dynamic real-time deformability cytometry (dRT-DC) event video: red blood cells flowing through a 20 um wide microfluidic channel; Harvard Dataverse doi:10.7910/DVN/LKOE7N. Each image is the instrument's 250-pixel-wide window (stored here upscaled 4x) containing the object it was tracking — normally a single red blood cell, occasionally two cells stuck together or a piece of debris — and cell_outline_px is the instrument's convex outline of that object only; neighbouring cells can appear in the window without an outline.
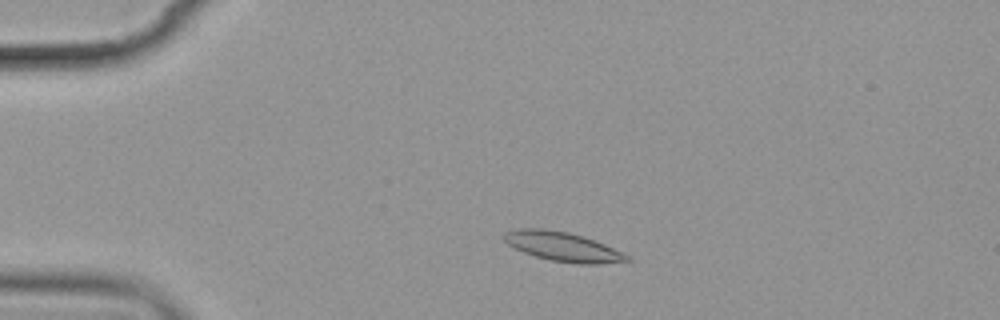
{"species": "common noctule bat (a hibernating species)", "species_latin": "Nyctalus noctula", "temperature_condition": "cold", "stored_images_in_passage": 4, "camera_frame_rate_fps": 3000, "um_per_image_px": 0.085, "animal": {"sex": "female", "body_mass_g": 19.9}, "frame": {"image": 1, "passage_image": 2, "time_ms": 2.0, "image_size_px": [1000, 320], "cell_outline_px": [[632, 260], [600, 264], [576, 264], [552, 260], [536, 256], [524, 252], [508, 244], [500, 236], [504, 232], [520, 228], [540, 228], [568, 232], [604, 244], [628, 256]], "centroid_in_image_um": [47.78, 20.96], "position_along_channel_um": 37.2, "area_um2": 20.63}}